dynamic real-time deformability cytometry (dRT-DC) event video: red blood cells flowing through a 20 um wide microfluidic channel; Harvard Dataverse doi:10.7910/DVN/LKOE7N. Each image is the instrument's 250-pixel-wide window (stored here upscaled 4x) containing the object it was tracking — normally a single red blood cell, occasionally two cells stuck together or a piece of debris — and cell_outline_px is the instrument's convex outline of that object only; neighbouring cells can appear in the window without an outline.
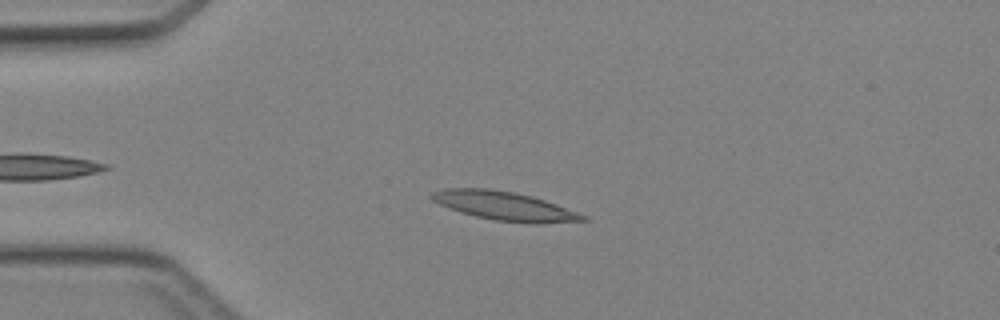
{"species": "Egyptian fruit bat (a non-hibernating species)", "species_latin": "Rousettus aegyptiacus", "temperature_condition": "cold", "stored_images_in_passage": 37, "camera_frame_rate_fps": 3000, "um_per_image_px": 0.085, "animal": {"sex": "female"}, "frame": {"image": 1, "passage_image": 7, "time_ms": 2.0, "image_size_px": [1000, 320], "cell_outline_px": [[588, 220], [536, 224], [496, 220], [476, 216], [460, 212], [448, 208], [432, 200], [428, 196], [432, 192], [444, 188], [488, 188], [512, 192], [532, 196], [556, 204], [588, 216]], "centroid_in_image_um": [42.86, 17.5], "position_along_channel_um": 42.1, "area_um2": 25.26}}
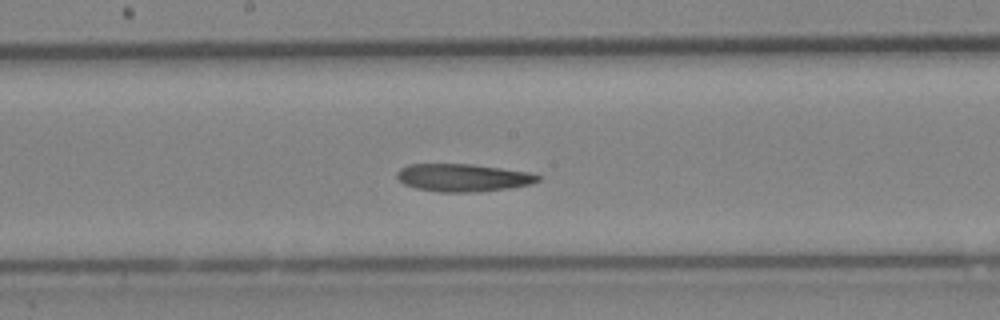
{"frame": {"image": 2, "passage_image": 20, "time_ms": 6.333, "image_size_px": [1000, 320], "cell_outline_px": [[540, 180], [532, 184], [508, 188], [480, 192], [436, 192], [416, 188], [404, 184], [396, 176], [396, 172], [400, 168], [408, 164], [472, 164], [528, 172], [540, 176]], "centroid_in_image_um": [39.33, 15.1], "position_along_channel_um": 208.9, "area_um2": 22.83}}
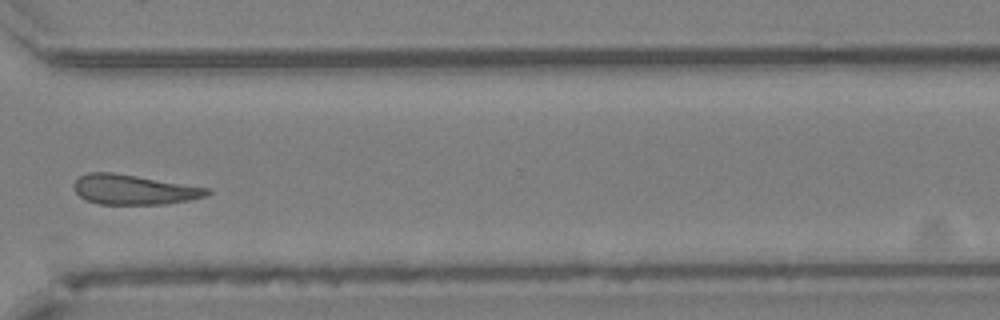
{"frame": {"image": 3, "passage_image": 30, "time_ms": 9.667, "image_size_px": [1000, 320], "cell_outline_px": [[212, 192], [204, 196], [188, 200], [168, 204], [100, 204], [84, 200], [76, 192], [72, 184], [80, 176], [88, 172], [112, 172], [208, 188]], "centroid_in_image_um": [11.33, 16.12], "position_along_channel_um": 359.3, "area_um2": 23.0}}